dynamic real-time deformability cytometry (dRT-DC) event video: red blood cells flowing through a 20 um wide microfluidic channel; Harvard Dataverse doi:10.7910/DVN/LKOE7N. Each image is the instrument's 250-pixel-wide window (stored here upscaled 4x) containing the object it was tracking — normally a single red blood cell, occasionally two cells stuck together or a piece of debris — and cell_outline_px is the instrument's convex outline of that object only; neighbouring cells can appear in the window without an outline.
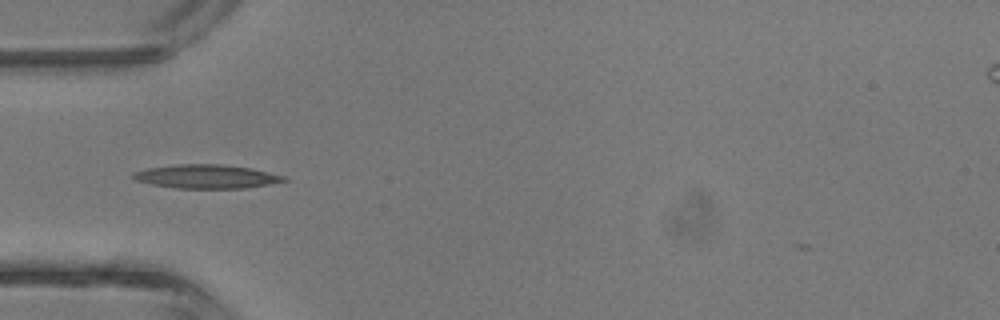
{"species": "common noctule bat (a hibernating species)", "species_latin": "Nyctalus noctula", "temperature_condition": "room temperature", "stored_images_in_passage": 4, "camera_frame_rate_fps": 3000, "um_per_image_px": 0.085, "animal": {"sex": "male", "body_mass_g": 13.3}, "frame": {"image": 1, "passage_image": 3, "time_ms": 2.333, "image_size_px": [1000, 320], "cell_outline_px": [[288, 180], [268, 184], [244, 188], [176, 188], [152, 184], [136, 180], [132, 176], [132, 172], [148, 168], [176, 164], [220, 164], [252, 168], [284, 176]], "centroid_in_image_um": [17.53, 14.99], "position_along_channel_um": 67.5, "area_um2": 20.69}}
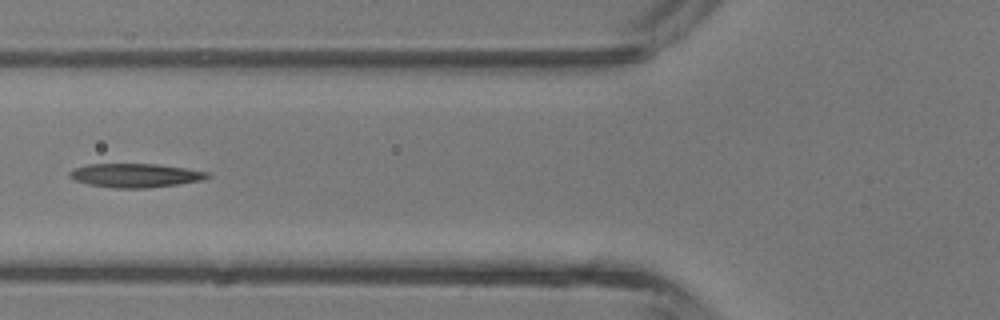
{"frame": {"image": 2, "passage_image": 4, "time_ms": 3.333, "image_size_px": [1000, 320], "cell_outline_px": [[212, 176], [204, 180], [148, 188], [116, 188], [88, 184], [72, 180], [68, 176], [68, 172], [76, 168], [88, 164], [156, 164], [188, 168], [208, 172]], "centroid_in_image_um": [11.51, 14.91], "position_along_channel_um": 114.3, "area_um2": 19.25}}